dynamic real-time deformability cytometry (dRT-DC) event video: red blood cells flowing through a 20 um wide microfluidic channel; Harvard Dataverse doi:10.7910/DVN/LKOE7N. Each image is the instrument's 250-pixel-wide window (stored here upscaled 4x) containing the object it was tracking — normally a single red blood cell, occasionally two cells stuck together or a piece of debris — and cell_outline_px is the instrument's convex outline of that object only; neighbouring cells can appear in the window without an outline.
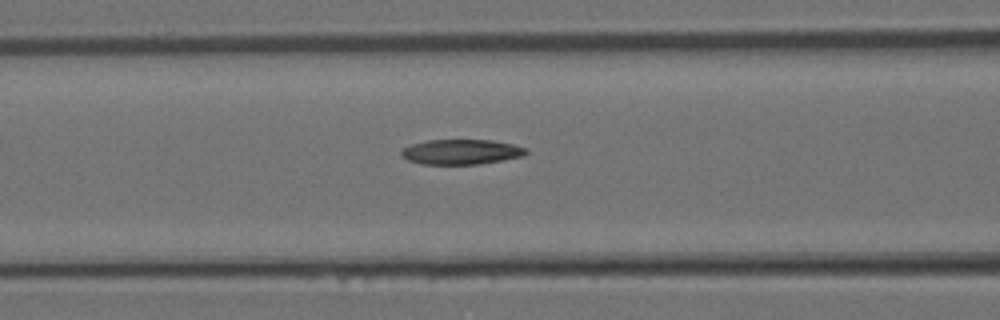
{"species": "Egyptian fruit bat (a non-hibernating species)", "species_latin": "Rousettus aegyptiacus", "temperature_condition": "room temperature", "stored_images_in_passage": 24, "camera_frame_rate_fps": 3000, "um_per_image_px": 0.085, "animal": {"sex": "female"}, "frame": {"image": 1, "passage_image": 9, "time_ms": 2.667, "image_size_px": [1000, 320], "cell_outline_px": [[528, 152], [524, 156], [504, 160], [480, 164], [424, 164], [408, 160], [400, 152], [404, 148], [412, 144], [428, 140], [492, 140], [512, 144], [528, 148]], "centroid_in_image_um": [39.27, 12.91], "position_along_channel_um": 127.3, "area_um2": 18.15}}
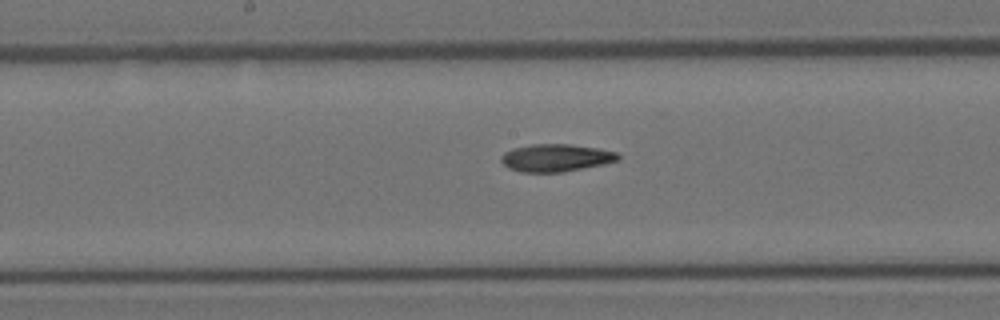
{"frame": {"image": 2, "passage_image": 13, "time_ms": 4.0, "image_size_px": [1000, 320], "cell_outline_px": [[620, 160], [604, 164], [564, 172], [520, 172], [508, 168], [500, 160], [500, 156], [504, 152], [512, 148], [532, 144], [572, 144], [596, 148], [616, 152], [620, 156]], "centroid_in_image_um": [47.23, 13.41], "position_along_channel_um": 201.0, "area_um2": 18.9}}
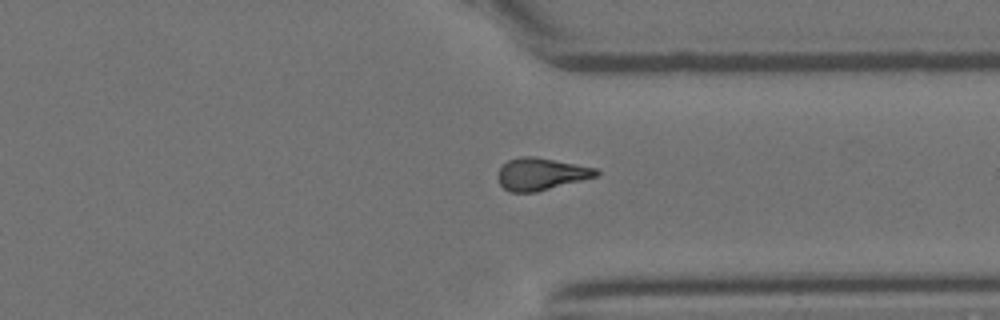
{"frame": {"image": 3, "passage_image": 22, "time_ms": 7.0, "image_size_px": [1000, 320], "cell_outline_px": [[600, 172], [596, 176], [536, 192], [508, 192], [500, 184], [496, 176], [500, 168], [508, 160], [520, 156], [536, 156], [596, 168]], "centroid_in_image_um": [45.94, 14.78], "position_along_channel_um": 365.5, "area_um2": 18.38}}